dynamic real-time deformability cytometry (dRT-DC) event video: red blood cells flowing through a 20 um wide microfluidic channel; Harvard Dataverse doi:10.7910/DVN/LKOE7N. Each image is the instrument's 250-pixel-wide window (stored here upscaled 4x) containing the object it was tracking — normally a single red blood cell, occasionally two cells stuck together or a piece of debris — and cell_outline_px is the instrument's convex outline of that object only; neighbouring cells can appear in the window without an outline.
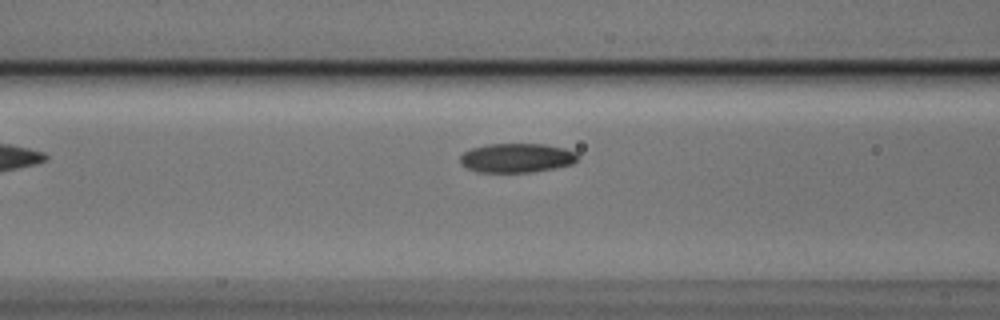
{"species": "Egyptian fruit bat (a non-hibernating species)", "species_latin": "Rousettus aegyptiacus", "temperature_condition": "cold", "stored_images_in_passage": 7, "camera_frame_rate_fps": 3000, "um_per_image_px": 0.085, "animal": {"sex": "male"}, "frame": {"image": 1, "passage_image": 6, "time_ms": 1.667, "image_size_px": [1000, 320], "cell_outline_px": [[576, 160], [572, 164], [532, 172], [476, 172], [460, 164], [460, 156], [464, 152], [472, 148], [488, 144], [544, 144], [564, 148], [576, 152]], "centroid_in_image_um": [43.88, 13.42], "position_along_channel_um": 122.7, "area_um2": 19.88}}
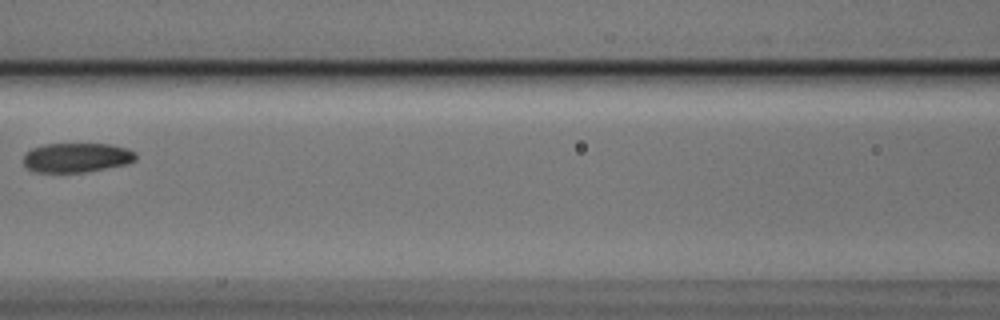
{"frame": {"image": 2, "passage_image": 7, "time_ms": 2.0, "image_size_px": [1000, 320], "cell_outline_px": [[136, 160], [128, 164], [84, 172], [36, 172], [28, 168], [24, 164], [24, 156], [32, 148], [44, 144], [112, 144], [128, 148], [136, 152]], "centroid_in_image_um": [6.56, 13.39], "position_along_channel_um": 160.0, "area_um2": 19.31}}